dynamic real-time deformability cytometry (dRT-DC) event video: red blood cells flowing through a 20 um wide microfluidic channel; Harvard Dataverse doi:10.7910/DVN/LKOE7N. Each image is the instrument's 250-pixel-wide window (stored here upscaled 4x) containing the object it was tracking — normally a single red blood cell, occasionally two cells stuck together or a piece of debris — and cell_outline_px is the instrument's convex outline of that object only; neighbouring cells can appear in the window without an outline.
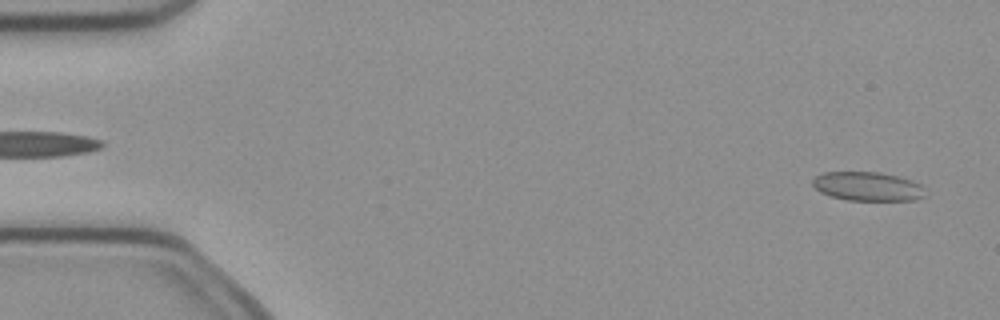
{"species": "common noctule bat (a hibernating species)", "species_latin": "Nyctalus noctula", "temperature_condition": "cold", "stored_images_in_passage": 4, "camera_frame_rate_fps": 3000, "um_per_image_px": 0.085, "animal": {"sex": "female", "body_mass_g": 21.9}, "frame": {"image": 1, "passage_image": 4, "time_ms": 1.0, "image_size_px": [1000, 320], "cell_outline_px": [[924, 196], [916, 200], [848, 200], [832, 196], [820, 192], [812, 184], [812, 180], [816, 176], [824, 172], [880, 172], [912, 180], [920, 184]], "centroid_in_image_um": [73.72, 15.84], "position_along_channel_um": 11.3, "area_um2": 18.79}}